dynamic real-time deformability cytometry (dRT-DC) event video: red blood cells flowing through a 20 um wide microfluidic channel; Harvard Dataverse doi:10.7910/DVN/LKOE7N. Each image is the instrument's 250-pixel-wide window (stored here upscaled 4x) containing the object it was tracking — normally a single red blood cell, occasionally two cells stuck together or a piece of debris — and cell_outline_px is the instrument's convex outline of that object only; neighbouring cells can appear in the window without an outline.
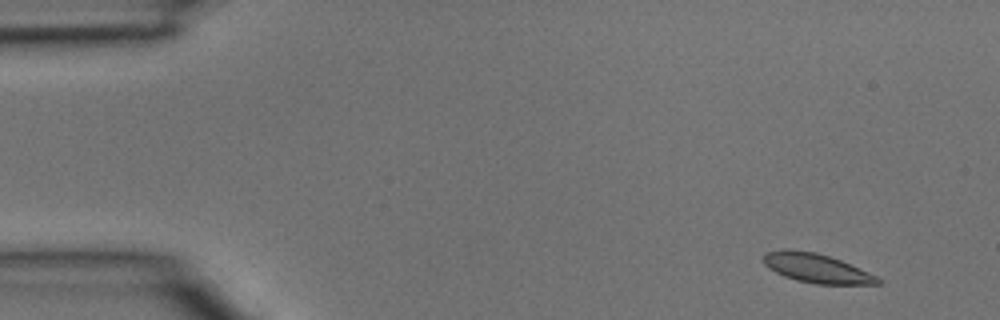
{"species": "common noctule bat (a hibernating species)", "species_latin": "Nyctalus noctula", "temperature_condition": "room temperature", "stored_images_in_passage": 3, "camera_frame_rate_fps": 3000, "um_per_image_px": 0.085, "animal": {"sex": "male", "body_mass_g": 15.6}, "frame": {"image": 1, "passage_image": 1, "time_ms": 0.0, "image_size_px": [1000, 320], "cell_outline_px": [[884, 280], [880, 284], [816, 284], [796, 280], [784, 276], [768, 268], [764, 264], [764, 252], [816, 252], [840, 260], [876, 276]], "centroid_in_image_um": [69.47, 22.85], "position_along_channel_um": 15.5, "area_um2": 18.61}}